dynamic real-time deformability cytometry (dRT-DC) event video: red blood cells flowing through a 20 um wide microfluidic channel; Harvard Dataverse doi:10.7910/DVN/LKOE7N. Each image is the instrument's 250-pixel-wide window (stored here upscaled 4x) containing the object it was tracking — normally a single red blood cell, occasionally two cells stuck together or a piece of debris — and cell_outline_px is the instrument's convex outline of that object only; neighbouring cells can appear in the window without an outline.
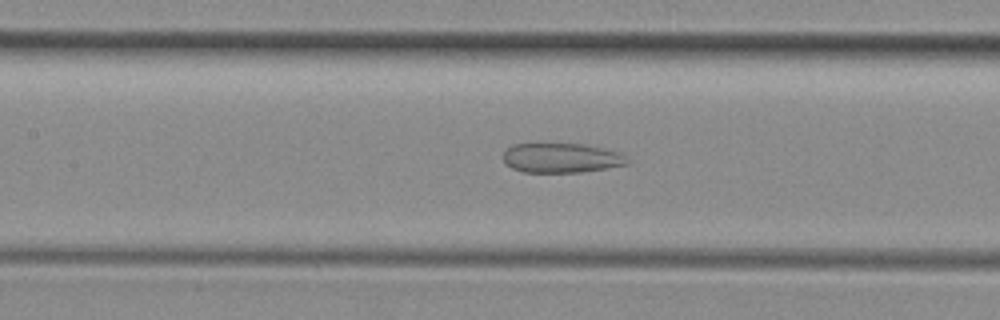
{"species": "common noctule bat (a hibernating species)", "species_latin": "Nyctalus noctula", "temperature_condition": "room temperature", "stored_images_in_passage": 50, "camera_frame_rate_fps": 3000, "um_per_image_px": 0.085, "animal": {"sex": "female", "body_mass_g": 29.2, "forearm_length_mm": 56.3}, "frame": {"image": 1, "passage_image": 23, "time_ms": 7.333, "image_size_px": [1000, 320], "cell_outline_px": [[628, 164], [580, 172], [524, 172], [512, 168], [504, 164], [500, 156], [512, 144], [584, 144], [604, 148], [620, 152], [628, 160]], "centroid_in_image_um": [47.66, 13.42], "position_along_channel_um": 159.7, "area_um2": 21.44}}
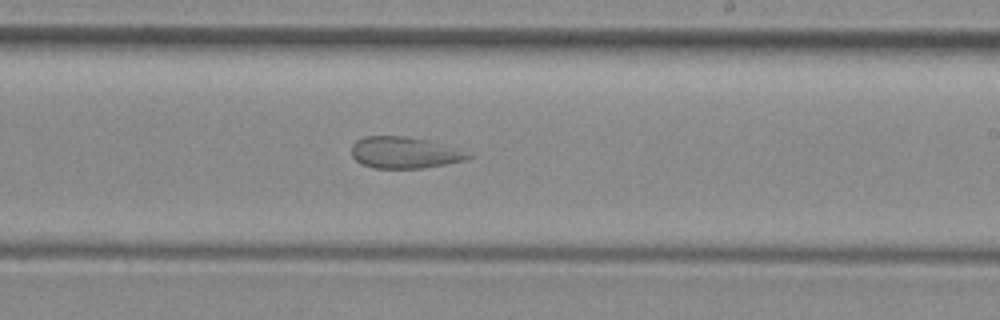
{"frame": {"image": 2, "passage_image": 30, "time_ms": 9.667, "image_size_px": [1000, 320], "cell_outline_px": [[476, 156], [468, 160], [424, 168], [372, 168], [356, 160], [352, 156], [352, 144], [356, 140], [364, 136], [408, 136], [428, 140], [456, 148]], "centroid_in_image_um": [34.41, 12.97], "position_along_channel_um": 254.6, "area_um2": 21.56}}
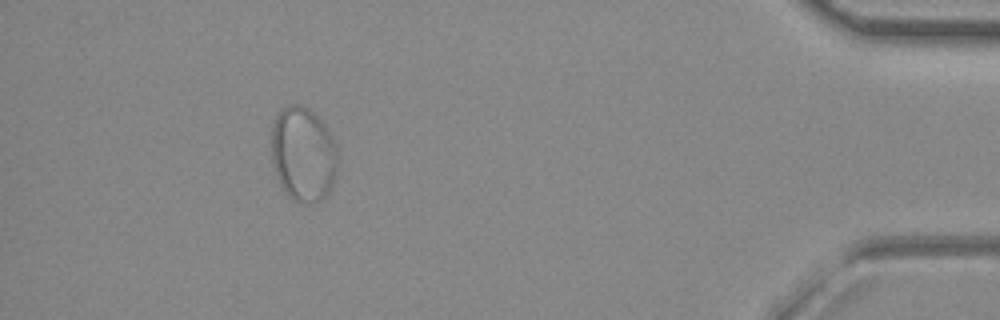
{"frame": {"image": 3, "passage_image": 46, "time_ms": 15.0, "image_size_px": [1000, 320], "cell_outline_px": [[336, 168], [332, 184], [328, 192], [316, 204], [304, 204], [292, 200], [288, 196], [280, 184], [276, 176], [272, 160], [272, 124], [280, 108], [292, 104], [300, 104], [308, 108], [320, 120], [328, 132], [336, 148]], "centroid_in_image_um": [25.73, 13.13], "position_along_channel_um": 409.5, "area_um2": 36.36}}